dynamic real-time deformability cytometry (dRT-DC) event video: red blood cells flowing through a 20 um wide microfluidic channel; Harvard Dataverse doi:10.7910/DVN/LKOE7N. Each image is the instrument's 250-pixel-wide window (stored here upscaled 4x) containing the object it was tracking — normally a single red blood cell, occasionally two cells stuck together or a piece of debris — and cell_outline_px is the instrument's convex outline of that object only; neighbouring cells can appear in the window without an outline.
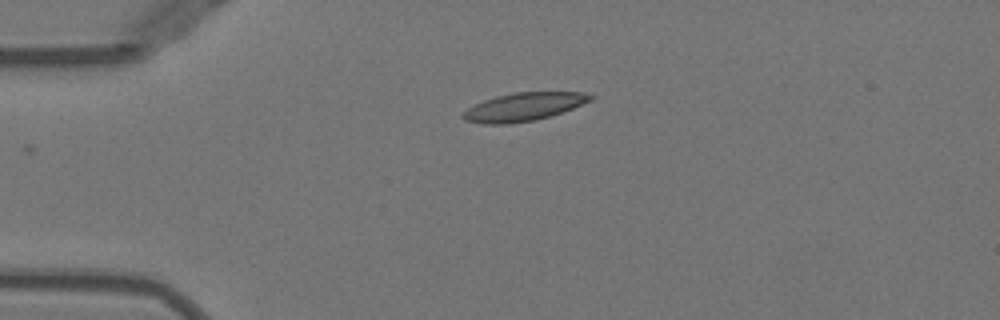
{"species": "Egyptian fruit bat (a non-hibernating species)", "species_latin": "Rousettus aegyptiacus", "temperature_condition": "warm", "stored_images_in_passage": 31, "camera_frame_rate_fps": 3000, "um_per_image_px": 0.085, "animal": {"sex": "female"}, "frame": {"image": 1, "passage_image": 1, "time_ms": 0.0, "image_size_px": [1000, 320], "cell_outline_px": [[596, 96], [592, 100], [572, 108], [536, 120], [508, 124], [480, 124], [464, 120], [460, 116], [468, 108], [484, 100], [496, 96], [512, 92], [584, 92]], "centroid_in_image_um": [44.49, 9.08], "position_along_channel_um": 40.5, "area_um2": 20.92}}
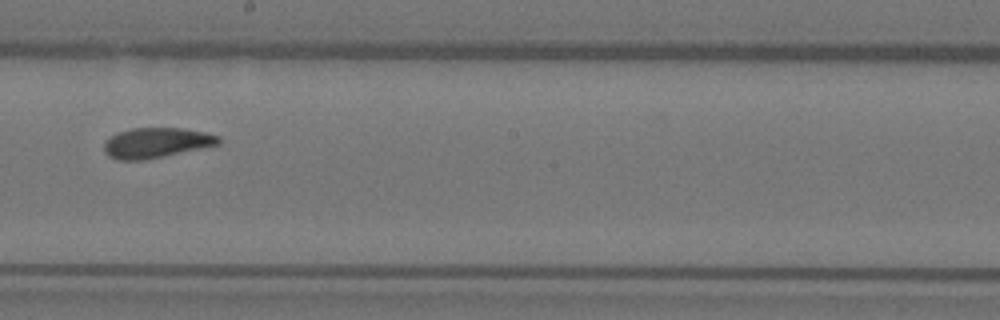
{"frame": {"image": 2, "passage_image": 18, "time_ms": 5.667, "image_size_px": [1000, 320], "cell_outline_px": [[220, 144], [144, 160], [116, 160], [108, 156], [104, 152], [104, 140], [120, 132], [132, 128], [184, 128], [204, 132], [220, 136]], "centroid_in_image_um": [13.26, 12.14], "position_along_channel_um": 234.9, "area_um2": 20.06}}
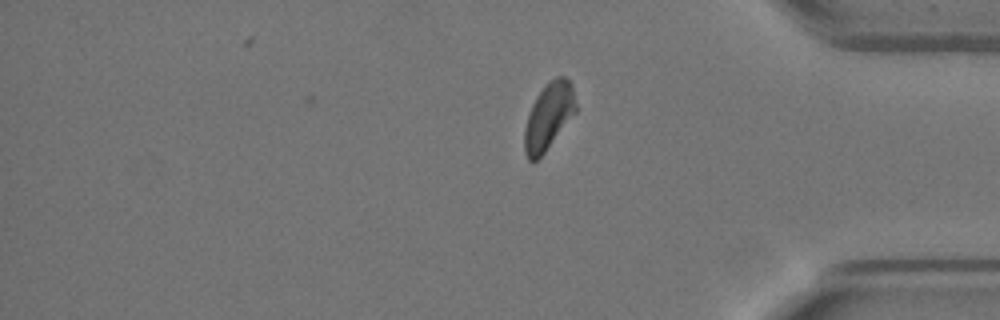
{"frame": {"image": 3, "passage_image": 31, "time_ms": 10.0, "image_size_px": [1000, 320], "cell_outline_px": [[576, 112], [544, 152], [536, 160], [528, 160], [524, 152], [524, 128], [532, 104], [536, 96], [548, 80], [556, 76], [564, 76], [572, 84], [576, 104]], "centroid_in_image_um": [46.63, 9.85], "position_along_channel_um": 388.6, "area_um2": 19.83}, "authors_computed_cell_mechanics": {"area_um2": 20.6346, "velocity_mm_per_s": 3.9606, "shape_relaxation_time_tau1_ms": null, "shape_relaxation_time_tau2_ms": 2.5998, "deformation_change_tau1": null, "deformation_change_tau2": 0.0863}}